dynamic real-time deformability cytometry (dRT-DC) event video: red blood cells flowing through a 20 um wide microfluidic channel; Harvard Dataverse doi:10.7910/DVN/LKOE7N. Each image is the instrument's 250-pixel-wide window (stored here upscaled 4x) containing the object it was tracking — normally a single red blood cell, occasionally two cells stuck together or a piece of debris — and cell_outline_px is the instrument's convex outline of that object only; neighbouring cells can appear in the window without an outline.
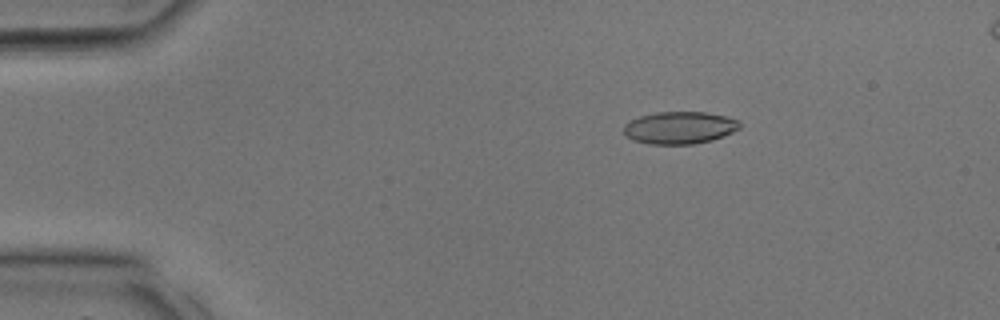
{"species": "common noctule bat (a hibernating species)", "species_latin": "Nyctalus noctula", "temperature_condition": "room temperature", "stored_images_in_passage": 34, "segment_of_instrument_passage": [1, 2], "camera_frame_rate_fps": 3000, "um_per_image_px": 0.085, "animal": {"sex": "male", "body_mass_g": 17.9, "forearm_length_mm": 54.2}, "frame": {"image": 1, "passage_image": 6, "time_ms": 1.667, "image_size_px": [1000, 320], "cell_outline_px": [[740, 128], [732, 132], [712, 140], [692, 144], [648, 144], [632, 140], [624, 132], [624, 124], [640, 116], [656, 112], [704, 112], [724, 116], [736, 120], [740, 124]], "centroid_in_image_um": [57.74, 10.86], "position_along_channel_um": 27.3, "area_um2": 21.62}}
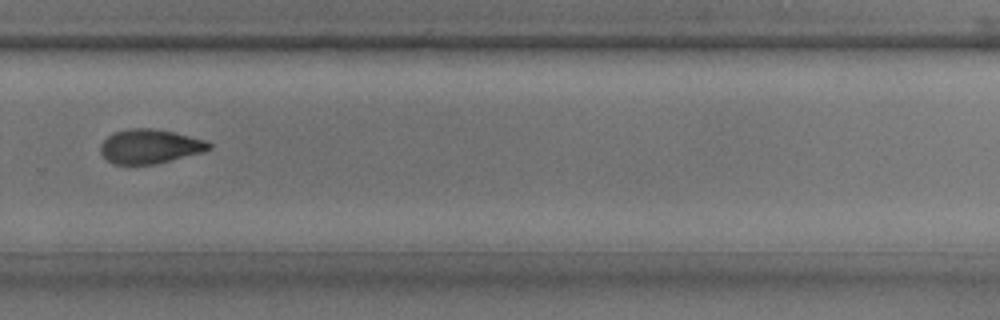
{"frame": {"image": 2, "passage_image": 23, "time_ms": 7.333, "image_size_px": [1000, 320], "cell_outline_px": [[212, 148], [200, 152], [152, 164], [112, 164], [100, 152], [100, 144], [108, 136], [116, 132], [128, 128], [152, 128], [172, 132], [204, 140], [212, 144]], "centroid_in_image_um": [12.68, 12.43], "position_along_channel_um": 317.1, "area_um2": 21.15}}
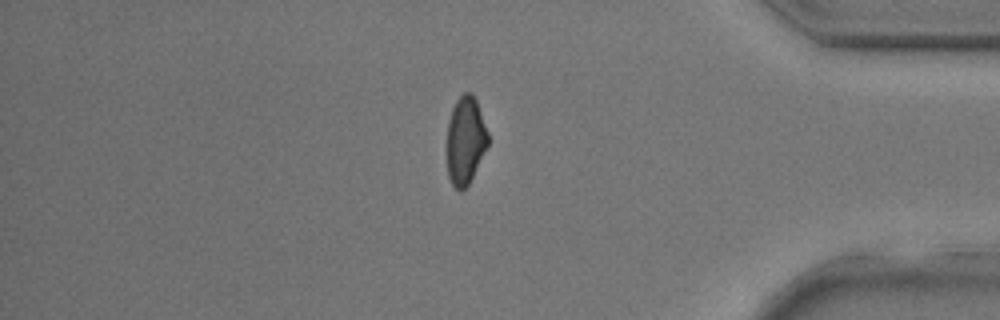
{"frame": {"image": 3, "passage_image": 28, "time_ms": 9.0, "image_size_px": [1000, 320], "cell_outline_px": [[488, 144], [468, 184], [460, 192], [452, 184], [448, 176], [448, 120], [452, 108], [456, 100], [464, 92], [472, 92], [476, 100], [488, 132]], "centroid_in_image_um": [39.56, 11.9], "position_along_channel_um": 395.6, "area_um2": 20.63}}